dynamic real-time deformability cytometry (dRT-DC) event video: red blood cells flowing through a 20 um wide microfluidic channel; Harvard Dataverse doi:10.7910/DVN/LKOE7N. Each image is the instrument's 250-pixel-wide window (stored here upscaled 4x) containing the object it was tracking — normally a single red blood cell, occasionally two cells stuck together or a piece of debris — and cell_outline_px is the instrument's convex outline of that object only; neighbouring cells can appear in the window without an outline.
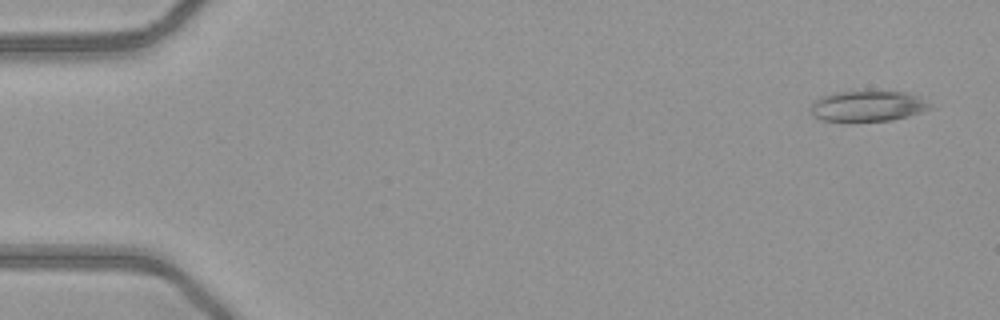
{"species": "common noctule bat (a hibernating species)", "species_latin": "Nyctalus noctula", "temperature_condition": "warm", "stored_images_in_passage": 51, "camera_frame_rate_fps": 3000, "um_per_image_px": 0.085, "animal": {"sex": "female", "body_mass_g": 21.9}, "frame": {"image": 1, "passage_image": 3, "time_ms": 0.667, "image_size_px": [1000, 320], "cell_outline_px": [[936, 108], [908, 116], [892, 120], [844, 124], [820, 120], [812, 116], [808, 108], [820, 96], [832, 92], [908, 92], [920, 96]], "centroid_in_image_um": [73.72, 9.07], "position_along_channel_um": 11.3, "area_um2": 22.37}}
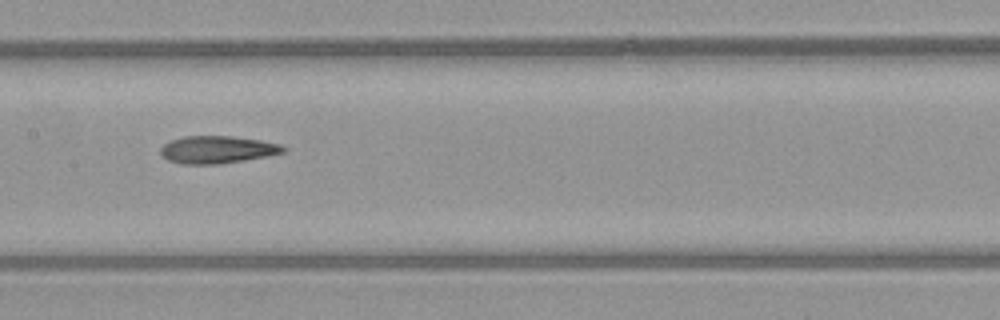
{"frame": {"image": 2, "passage_image": 26, "time_ms": 8.333, "image_size_px": [1000, 320], "cell_outline_px": [[288, 148], [284, 152], [268, 156], [220, 164], [180, 164], [168, 160], [160, 156], [160, 148], [164, 144], [172, 140], [184, 136], [232, 136], [260, 140], [280, 144]], "centroid_in_image_um": [18.46, 12.72], "position_along_channel_um": 188.9, "area_um2": 19.77}}
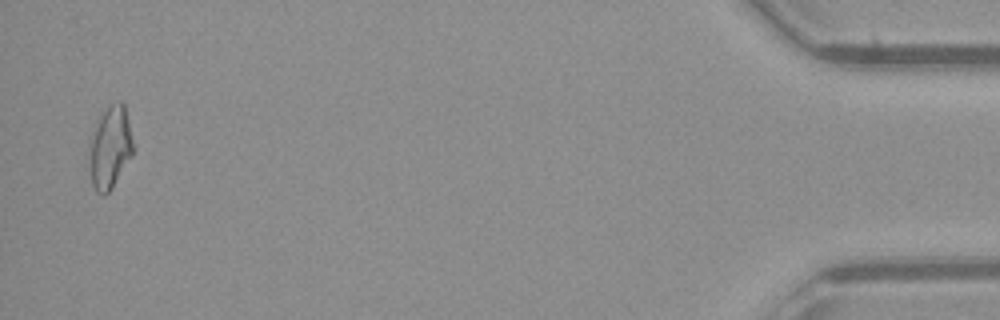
{"frame": {"image": 3, "passage_image": 50, "time_ms": 16.333, "image_size_px": [1000, 320], "cell_outline_px": [[132, 156], [112, 188], [104, 196], [96, 192], [92, 184], [88, 168], [88, 140], [96, 120], [100, 112], [112, 104], [120, 100], [124, 104], [128, 120], [132, 140]], "centroid_in_image_um": [9.29, 12.54], "position_along_channel_um": 425.9, "area_um2": 21.62}, "authors_computed_cell_mechanics": {"area_um2": 20.23, "velocity_mm_per_s": 4.1033, "shape_relaxation_time_tau1_ms": null, "shape_relaxation_time_tau2_ms": 7.0093, "deformation_change_tau1": null, "deformation_change_tau2": 0.2205}}